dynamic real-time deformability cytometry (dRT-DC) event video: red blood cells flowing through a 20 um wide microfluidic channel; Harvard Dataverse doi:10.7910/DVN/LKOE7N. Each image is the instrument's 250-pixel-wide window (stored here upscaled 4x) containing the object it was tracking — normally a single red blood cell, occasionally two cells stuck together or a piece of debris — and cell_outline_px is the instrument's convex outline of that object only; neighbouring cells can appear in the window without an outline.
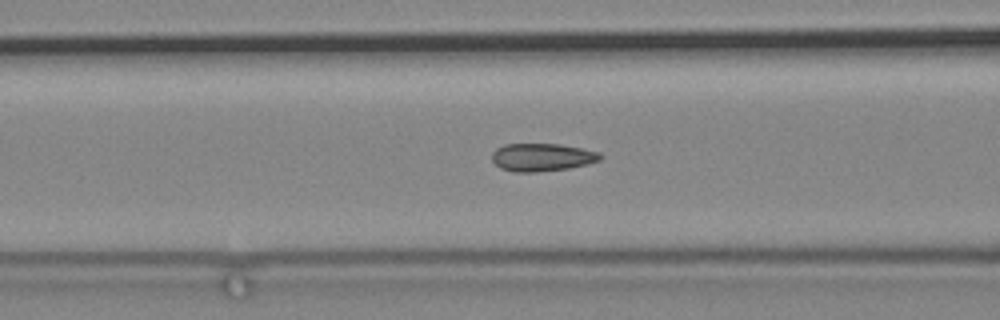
{"species": "common noctule bat (a hibernating species)", "species_latin": "Nyctalus noctula", "temperature_condition": "cold", "stored_images_in_passage": 71, "camera_frame_rate_fps": 3000, "um_per_image_px": 0.085, "animal": {"sex": "male", "body_mass_g": 19.2, "forearm_length_mm": 51.8}, "frame": {"image": 1, "passage_image": 41, "time_ms": 13.333, "image_size_px": [1000, 320], "cell_outline_px": [[604, 156], [600, 160], [588, 164], [568, 168], [536, 172], [516, 172], [500, 168], [492, 160], [492, 152], [496, 148], [504, 144], [560, 144], [600, 152]], "centroid_in_image_um": [46.08, 13.36], "position_along_channel_um": 120.5, "area_um2": 17.63}}
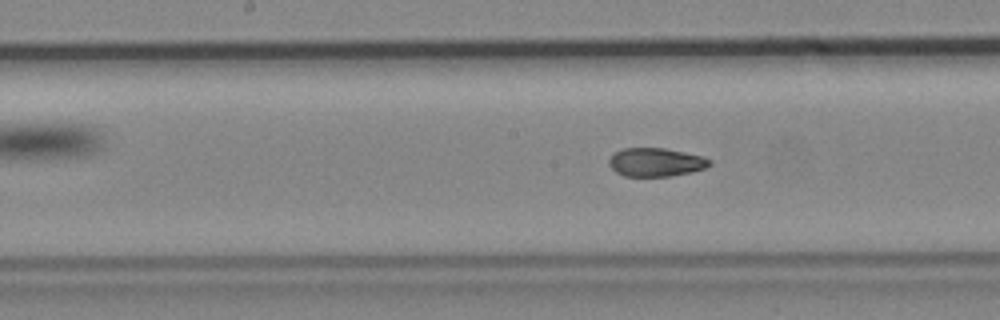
{"frame": {"image": 2, "passage_image": 48, "time_ms": 15.667, "image_size_px": [1000, 320], "cell_outline_px": [[712, 164], [704, 168], [692, 172], [668, 176], [624, 176], [616, 172], [608, 164], [608, 160], [620, 148], [664, 148], [684, 152], [700, 156], [712, 160]], "centroid_in_image_um": [55.73, 13.79], "position_along_channel_um": 192.5, "area_um2": 16.65}}
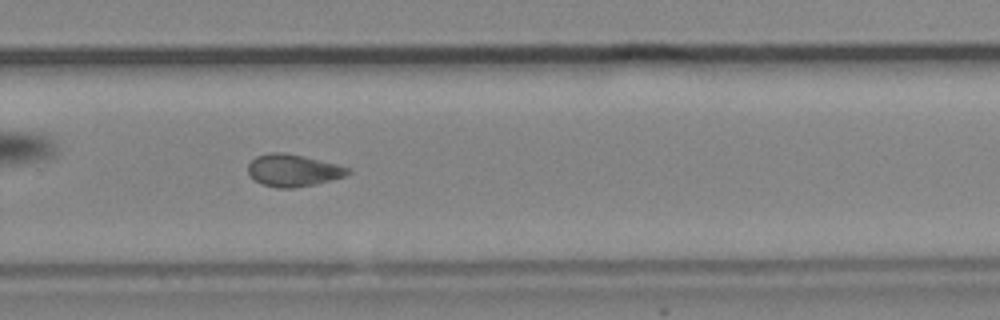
{"frame": {"image": 3, "passage_image": 59, "time_ms": 19.333, "image_size_px": [1000, 320], "cell_outline_px": [[352, 172], [344, 176], [332, 180], [316, 184], [296, 188], [276, 188], [260, 184], [248, 172], [248, 164], [256, 156], [268, 152], [284, 152], [304, 156], [336, 164], [348, 168]], "centroid_in_image_um": [24.9, 14.48], "position_along_channel_um": 304.9, "area_um2": 18.79}}